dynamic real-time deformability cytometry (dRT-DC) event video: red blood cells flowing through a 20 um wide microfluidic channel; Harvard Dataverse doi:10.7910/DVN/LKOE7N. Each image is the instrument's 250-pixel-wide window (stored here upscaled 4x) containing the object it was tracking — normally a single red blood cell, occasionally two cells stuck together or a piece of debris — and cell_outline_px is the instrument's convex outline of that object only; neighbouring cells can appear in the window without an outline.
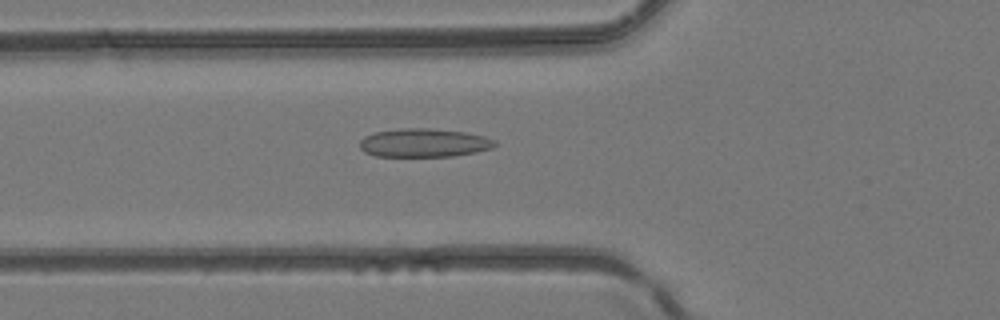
{"species": "common noctule bat (a hibernating species)", "species_latin": "Nyctalus noctula", "temperature_condition": "room temperature", "stored_images_in_passage": 47, "camera_frame_rate_fps": 3000, "um_per_image_px": 0.085, "animal": {"sex": "female", "body_mass_g": 24.6, "forearm_length_mm": 56.2}, "frame": {"image": 1, "passage_image": 18, "time_ms": 5.667, "image_size_px": [1000, 320], "cell_outline_px": [[496, 144], [492, 148], [476, 152], [452, 156], [376, 156], [364, 152], [360, 148], [360, 140], [364, 136], [376, 132], [400, 128], [428, 128], [464, 132], [484, 136], [496, 140]], "centroid_in_image_um": [36.03, 12.14], "position_along_channel_um": 89.8, "area_um2": 22.43}}
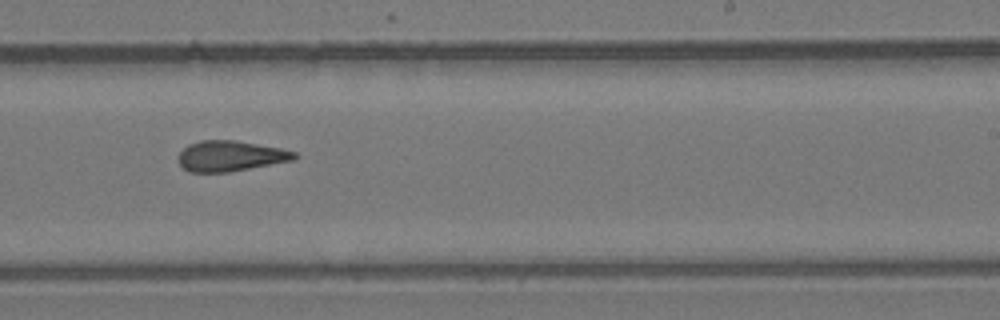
{"frame": {"image": 2, "passage_image": 30, "time_ms": 9.667, "image_size_px": [1000, 320], "cell_outline_px": [[296, 156], [292, 160], [228, 172], [188, 172], [176, 160], [176, 156], [188, 144], [200, 140], [236, 140], [280, 148], [296, 152]], "centroid_in_image_um": [19.51, 13.25], "position_along_channel_um": 269.5, "area_um2": 20.58}}
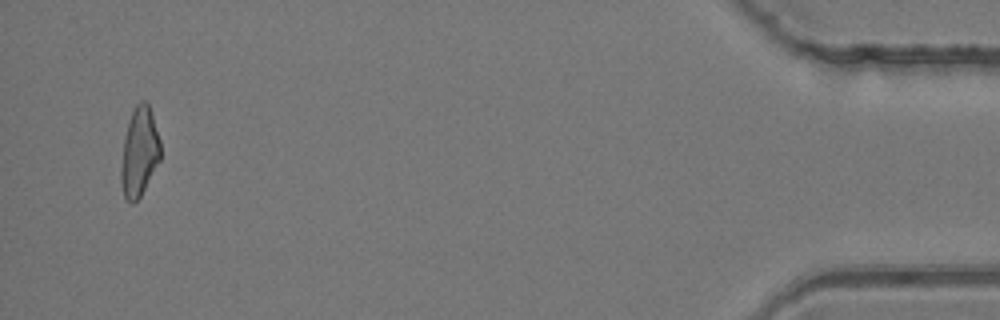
{"frame": {"image": 3, "passage_image": 46, "time_ms": 15.0, "image_size_px": [1000, 320], "cell_outline_px": [[160, 160], [140, 196], [132, 204], [124, 196], [120, 180], [120, 168], [124, 136], [132, 112], [136, 104], [140, 100], [144, 100], [148, 104], [160, 140]], "centroid_in_image_um": [11.83, 12.92], "position_along_channel_um": 423.4, "area_um2": 20.23}}